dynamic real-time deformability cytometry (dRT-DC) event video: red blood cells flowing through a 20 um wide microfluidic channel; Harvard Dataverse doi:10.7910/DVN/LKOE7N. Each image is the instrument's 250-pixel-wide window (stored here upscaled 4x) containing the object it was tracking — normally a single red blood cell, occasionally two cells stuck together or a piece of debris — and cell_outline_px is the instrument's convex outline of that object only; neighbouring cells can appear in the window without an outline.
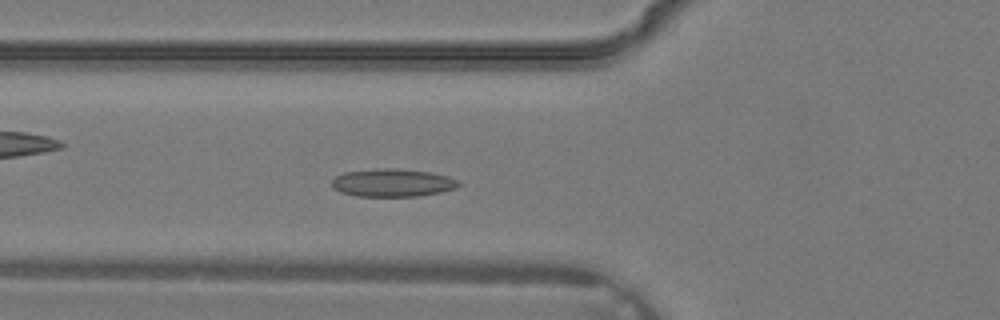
{"species": "common noctule bat (a hibernating species)", "species_latin": "Nyctalus noctula", "temperature_condition": "warm", "stored_images_in_passage": 33, "camera_frame_rate_fps": 3000, "um_per_image_px": 0.085, "animal": {"sex": "male", "body_mass_g": 19.2, "forearm_length_mm": 51.8}, "frame": {"image": 1, "passage_image": 10, "time_ms": 3.0, "image_size_px": [1000, 320], "cell_outline_px": [[460, 184], [456, 188], [440, 192], [420, 196], [356, 196], [340, 192], [332, 188], [332, 180], [336, 176], [344, 172], [376, 168], [400, 168], [432, 172], [448, 176], [460, 180]], "centroid_in_image_um": [33.38, 15.52], "position_along_channel_um": 92.4, "area_um2": 20.92}}
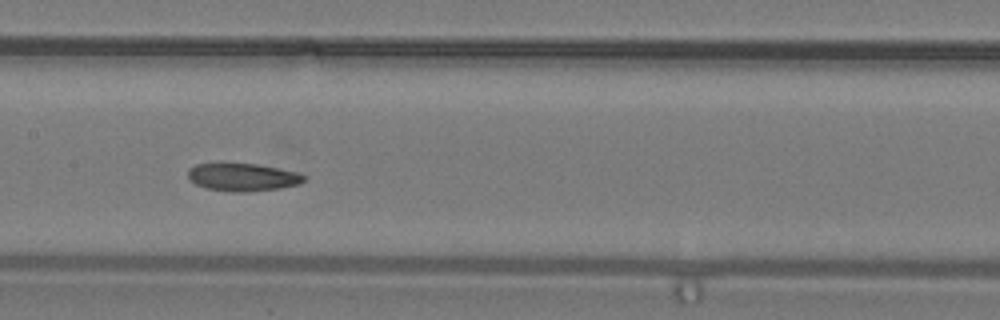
{"frame": {"image": 2, "passage_image": 15, "time_ms": 4.667, "image_size_px": [1000, 320], "cell_outline_px": [[308, 176], [300, 184], [280, 188], [248, 192], [232, 192], [208, 188], [196, 184], [188, 176], [188, 168], [196, 164], [224, 160], [256, 164], [296, 172]], "centroid_in_image_um": [20.59, 15.01], "position_along_channel_um": 186.8, "area_um2": 19.42}}
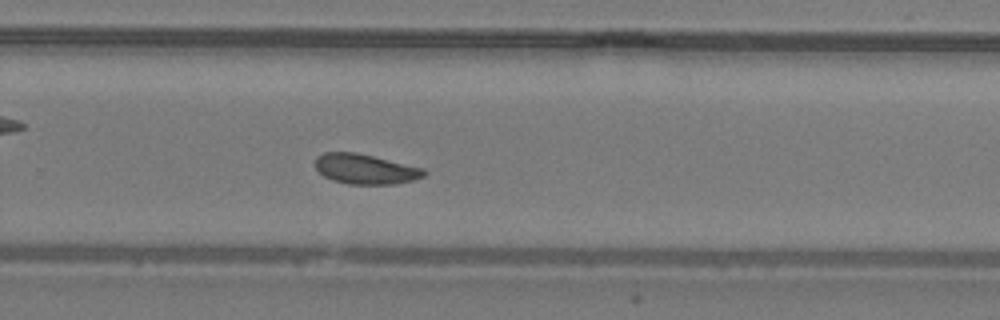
{"frame": {"image": 3, "passage_image": 21, "time_ms": 6.667, "image_size_px": [1000, 320], "cell_outline_px": [[428, 172], [424, 176], [412, 180], [396, 184], [348, 184], [332, 180], [324, 176], [316, 168], [316, 156], [324, 152], [356, 152], [424, 168]], "centroid_in_image_um": [31.06, 14.37], "position_along_channel_um": 298.7, "area_um2": 19.02}}